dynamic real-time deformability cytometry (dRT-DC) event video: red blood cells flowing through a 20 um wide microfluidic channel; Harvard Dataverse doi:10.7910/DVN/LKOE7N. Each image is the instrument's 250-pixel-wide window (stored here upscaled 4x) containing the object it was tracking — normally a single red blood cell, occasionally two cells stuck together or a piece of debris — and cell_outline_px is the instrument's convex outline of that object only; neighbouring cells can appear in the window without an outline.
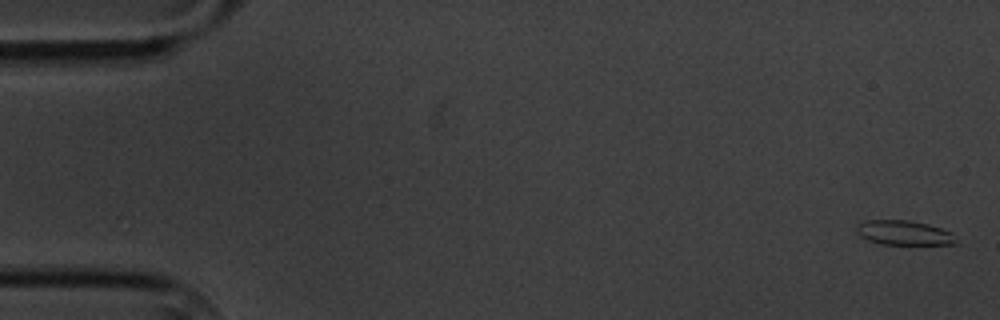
{"species": "common noctule bat (a hibernating species)", "species_latin": "Nyctalus noctula", "temperature_condition": "cold", "stored_images_in_passage": 6, "camera_frame_rate_fps": 3000, "um_per_image_px": 0.085, "animal": {"sex": "male", "body_mass_g": 20.1, "forearm_length_mm": 53.5}, "frame": {"image": 1, "passage_image": 1, "time_ms": 0.0, "image_size_px": [1000, 320], "cell_outline_px": [[960, 244], [880, 244], [868, 240], [860, 236], [856, 232], [856, 228], [864, 220], [908, 220], [928, 224], [952, 232]], "centroid_in_image_um": [76.86, 19.79], "position_along_channel_um": 8.1, "area_um2": 14.28}}